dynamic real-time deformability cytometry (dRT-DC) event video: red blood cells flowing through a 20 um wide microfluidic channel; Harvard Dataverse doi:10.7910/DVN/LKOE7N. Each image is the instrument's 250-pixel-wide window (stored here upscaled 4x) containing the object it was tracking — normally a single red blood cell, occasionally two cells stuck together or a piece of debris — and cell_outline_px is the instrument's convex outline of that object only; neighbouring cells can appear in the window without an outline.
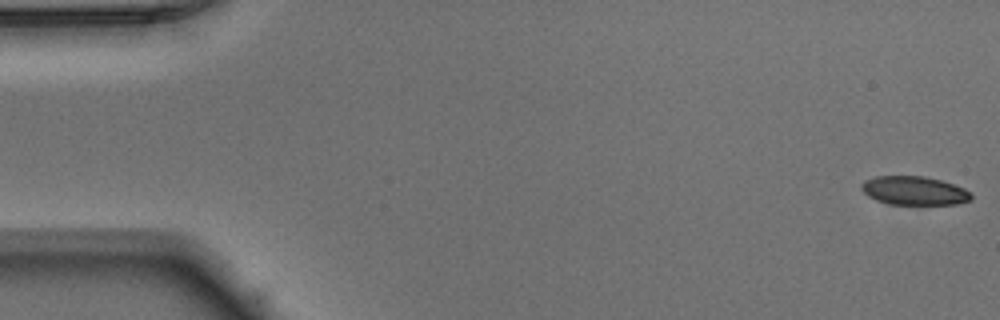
{"species": "Egyptian fruit bat (a non-hibernating species)", "species_latin": "Rousettus aegyptiacus", "temperature_condition": "warm", "stored_images_in_passage": 51, "camera_frame_rate_fps": 3000, "um_per_image_px": 0.085, "animal": {"sex": "male"}, "frame": {"image": 1, "passage_image": 1, "time_ms": 0.0, "image_size_px": [1000, 320], "cell_outline_px": [[972, 200], [956, 204], [888, 204], [876, 200], [868, 196], [860, 188], [860, 184], [864, 180], [876, 176], [924, 176], [940, 180], [964, 188], [972, 192]], "centroid_in_image_um": [77.7, 16.2], "position_along_channel_um": 7.3, "area_um2": 18.44}}
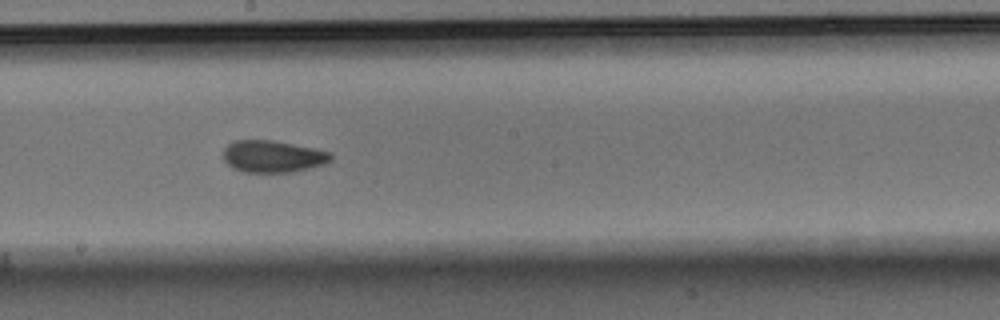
{"frame": {"image": 2, "passage_image": 28, "time_ms": 9.0, "image_size_px": [1000, 320], "cell_outline_px": [[332, 160], [324, 164], [292, 172], [244, 172], [232, 168], [224, 160], [224, 148], [228, 144], [236, 140], [272, 140], [316, 148], [332, 152]], "centroid_in_image_um": [23.21, 13.29], "position_along_channel_um": 225.0, "area_um2": 20.11}}
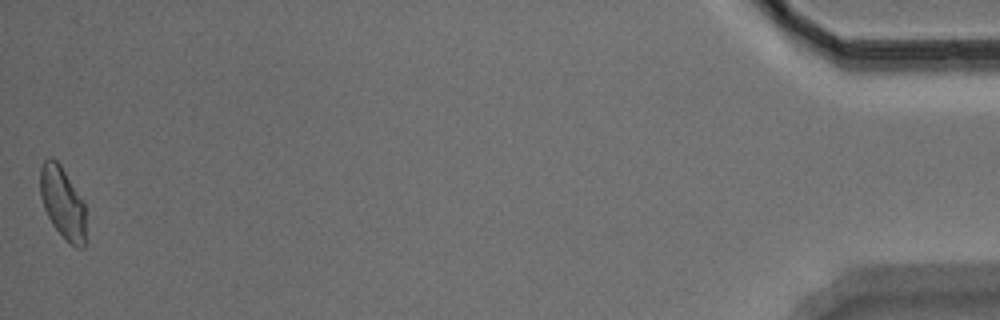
{"frame": {"image": 3, "passage_image": 51, "time_ms": 16.667, "image_size_px": [1000, 320], "cell_outline_px": [[88, 240], [84, 248], [76, 248], [52, 224], [44, 208], [40, 196], [40, 168], [44, 160], [48, 156], [52, 156], [60, 164], [84, 200]], "centroid_in_image_um": [5.37, 17.24], "position_along_channel_um": 429.8, "area_um2": 19.65}, "authors_computed_cell_mechanics": {"area_um2": 19.652, "velocity_mm_per_s": 3.9347, "shape_relaxation_time_tau1_ms": 4.0844, "shape_relaxation_time_tau2_ms": 2.3123, "deformation_change_tau1": 0.0977, "deformation_change_tau2": 0.069}}